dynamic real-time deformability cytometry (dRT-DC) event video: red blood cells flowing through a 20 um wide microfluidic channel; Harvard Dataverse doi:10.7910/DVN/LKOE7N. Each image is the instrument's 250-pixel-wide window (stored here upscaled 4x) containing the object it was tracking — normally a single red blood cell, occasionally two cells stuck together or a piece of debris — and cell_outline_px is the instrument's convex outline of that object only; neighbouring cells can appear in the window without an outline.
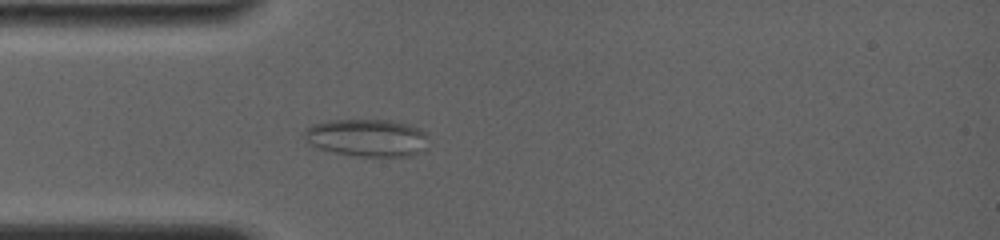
{"species": "common noctule bat (a hibernating species)", "species_latin": "Nyctalus noctula", "temperature_condition": "room temperature", "stored_images_in_passage": 10, "camera_frame_rate_fps": 4000, "um_per_image_px": 0.085, "animal": {"sex": "female", "body_mass_g": 19.0, "forearm_length_mm": 56.7}, "frame": {"image": 1, "passage_image": 7, "time_ms": 4.25, "image_size_px": [1000, 240], "cell_outline_px": [[424, 152], [412, 156], [360, 156], [336, 152], [320, 148], [312, 144], [304, 136], [304, 128], [312, 124], [328, 120], [388, 120], [408, 124], [420, 128], [424, 132]], "centroid_in_image_um": [31.19, 11.7], "position_along_channel_um": 53.8, "area_um2": 26.82}}
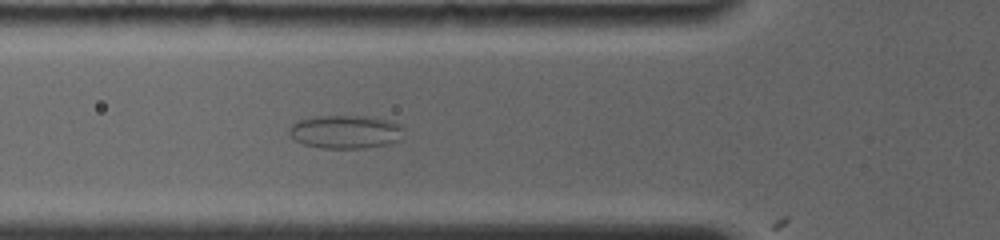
{"frame": {"image": 2, "passage_image": 9, "time_ms": 5.5, "image_size_px": [1000, 240], "cell_outline_px": [[404, 128], [396, 140], [388, 144], [364, 148], [324, 148], [304, 144], [292, 140], [288, 132], [288, 128], [296, 120], [316, 116], [368, 116], [388, 120], [400, 124]], "centroid_in_image_um": [29.29, 11.19], "position_along_channel_um": 96.5, "area_um2": 22.31}}